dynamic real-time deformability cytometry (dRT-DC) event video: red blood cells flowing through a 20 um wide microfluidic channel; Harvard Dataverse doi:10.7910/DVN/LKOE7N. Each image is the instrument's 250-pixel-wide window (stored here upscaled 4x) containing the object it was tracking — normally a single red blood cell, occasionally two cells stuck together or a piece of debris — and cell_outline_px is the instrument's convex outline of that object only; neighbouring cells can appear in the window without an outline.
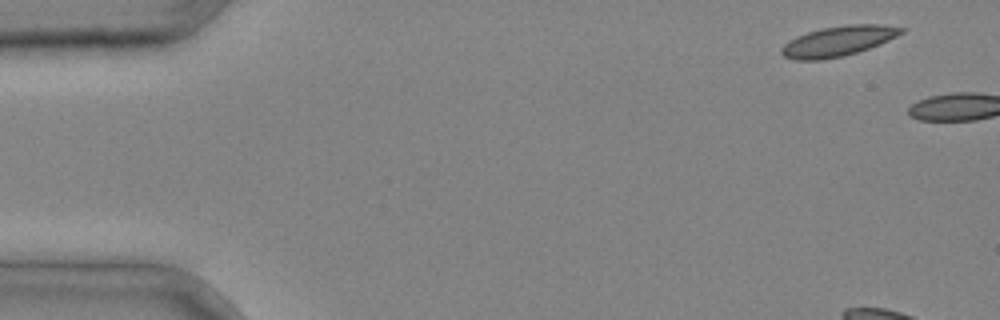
{"species": "common noctule bat (a hibernating species)", "species_latin": "Nyctalus noctula", "temperature_condition": "cold", "stored_images_in_passage": 4, "camera_frame_rate_fps": 3000, "um_per_image_px": 0.085, "animal": {"sex": "male", "body_mass_g": 20.4}, "frame": {"image": 1, "passage_image": 1, "time_ms": 0.0, "image_size_px": [1000, 320], "cell_outline_px": [[908, 28], [904, 32], [880, 44], [844, 56], [820, 60], [796, 60], [784, 56], [780, 52], [780, 48], [784, 44], [796, 36], [808, 32], [824, 28], [848, 24], [884, 24]], "centroid_in_image_um": [71.27, 3.49], "position_along_channel_um": 13.7, "area_um2": 21.04}}